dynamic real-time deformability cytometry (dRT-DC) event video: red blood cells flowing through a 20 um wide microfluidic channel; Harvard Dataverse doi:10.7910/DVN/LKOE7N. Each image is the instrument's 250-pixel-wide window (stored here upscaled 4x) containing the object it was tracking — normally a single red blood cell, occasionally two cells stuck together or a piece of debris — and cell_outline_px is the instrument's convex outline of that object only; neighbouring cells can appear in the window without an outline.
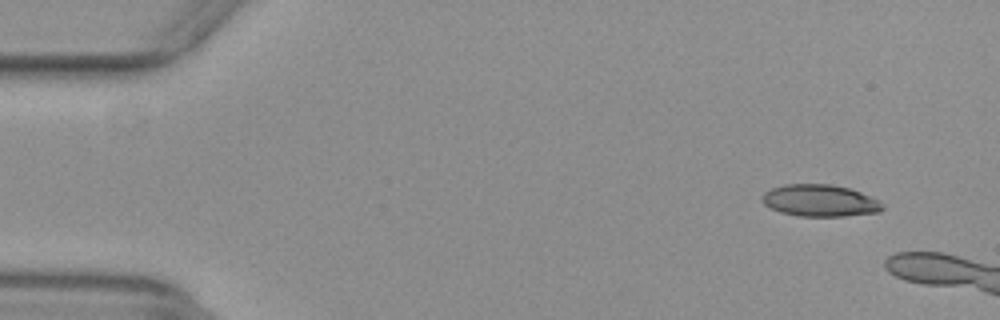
{"species": "common noctule bat (a hibernating species)", "species_latin": "Nyctalus noctula", "temperature_condition": "warm", "stored_images_in_passage": 11, "camera_frame_rate_fps": 3000, "um_per_image_px": 0.085, "animal": {"sex": "female", "body_mass_g": 29.2, "forearm_length_mm": 56.3}, "frame": {"image": 1, "passage_image": 1, "time_ms": 0.0, "image_size_px": [1000, 320], "cell_outline_px": [[884, 208], [880, 212], [844, 216], [800, 216], [780, 212], [764, 204], [764, 192], [772, 188], [784, 184], [832, 184], [848, 188], [860, 192], [884, 204]], "centroid_in_image_um": [69.71, 17.05], "position_along_channel_um": 15.3, "area_um2": 22.14}}